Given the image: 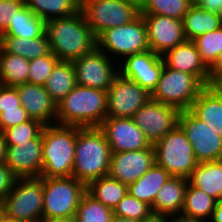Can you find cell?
<instances>
[{
  "label": "cell",
  "instance_id": "6da1fadb",
  "mask_svg": "<svg viewBox=\"0 0 222 222\" xmlns=\"http://www.w3.org/2000/svg\"><path fill=\"white\" fill-rule=\"evenodd\" d=\"M51 52L60 61H73L97 47V37L82 11L46 22Z\"/></svg>",
  "mask_w": 222,
  "mask_h": 222
},
{
  "label": "cell",
  "instance_id": "7a4b0ae2",
  "mask_svg": "<svg viewBox=\"0 0 222 222\" xmlns=\"http://www.w3.org/2000/svg\"><path fill=\"white\" fill-rule=\"evenodd\" d=\"M107 117V91L76 85L56 106V124L100 127Z\"/></svg>",
  "mask_w": 222,
  "mask_h": 222
},
{
  "label": "cell",
  "instance_id": "3957f363",
  "mask_svg": "<svg viewBox=\"0 0 222 222\" xmlns=\"http://www.w3.org/2000/svg\"><path fill=\"white\" fill-rule=\"evenodd\" d=\"M111 150L106 135L99 127L80 128L75 143L72 176L86 186L108 175Z\"/></svg>",
  "mask_w": 222,
  "mask_h": 222
},
{
  "label": "cell",
  "instance_id": "277c9868",
  "mask_svg": "<svg viewBox=\"0 0 222 222\" xmlns=\"http://www.w3.org/2000/svg\"><path fill=\"white\" fill-rule=\"evenodd\" d=\"M81 127L49 124L42 130L43 178L71 177L75 159L77 131Z\"/></svg>",
  "mask_w": 222,
  "mask_h": 222
},
{
  "label": "cell",
  "instance_id": "5b68a950",
  "mask_svg": "<svg viewBox=\"0 0 222 222\" xmlns=\"http://www.w3.org/2000/svg\"><path fill=\"white\" fill-rule=\"evenodd\" d=\"M4 215L18 222L43 218V177L17 178L0 202Z\"/></svg>",
  "mask_w": 222,
  "mask_h": 222
},
{
  "label": "cell",
  "instance_id": "8992f818",
  "mask_svg": "<svg viewBox=\"0 0 222 222\" xmlns=\"http://www.w3.org/2000/svg\"><path fill=\"white\" fill-rule=\"evenodd\" d=\"M153 147L155 164L173 177L188 179L198 164L193 147L179 125L155 142Z\"/></svg>",
  "mask_w": 222,
  "mask_h": 222
},
{
  "label": "cell",
  "instance_id": "52a82bcc",
  "mask_svg": "<svg viewBox=\"0 0 222 222\" xmlns=\"http://www.w3.org/2000/svg\"><path fill=\"white\" fill-rule=\"evenodd\" d=\"M86 185L71 177L43 178V218H73Z\"/></svg>",
  "mask_w": 222,
  "mask_h": 222
},
{
  "label": "cell",
  "instance_id": "ba28073f",
  "mask_svg": "<svg viewBox=\"0 0 222 222\" xmlns=\"http://www.w3.org/2000/svg\"><path fill=\"white\" fill-rule=\"evenodd\" d=\"M97 47L118 64L128 56L149 50L143 16L140 14L129 24L102 32L97 37Z\"/></svg>",
  "mask_w": 222,
  "mask_h": 222
},
{
  "label": "cell",
  "instance_id": "9c48e42d",
  "mask_svg": "<svg viewBox=\"0 0 222 222\" xmlns=\"http://www.w3.org/2000/svg\"><path fill=\"white\" fill-rule=\"evenodd\" d=\"M205 87L197 76L164 65L157 86L151 93V99L177 107L180 111L189 110Z\"/></svg>",
  "mask_w": 222,
  "mask_h": 222
},
{
  "label": "cell",
  "instance_id": "30bf717a",
  "mask_svg": "<svg viewBox=\"0 0 222 222\" xmlns=\"http://www.w3.org/2000/svg\"><path fill=\"white\" fill-rule=\"evenodd\" d=\"M81 11L96 37L107 29L131 23L140 15L138 9L123 0H81Z\"/></svg>",
  "mask_w": 222,
  "mask_h": 222
},
{
  "label": "cell",
  "instance_id": "8fae6325",
  "mask_svg": "<svg viewBox=\"0 0 222 222\" xmlns=\"http://www.w3.org/2000/svg\"><path fill=\"white\" fill-rule=\"evenodd\" d=\"M72 63L76 83L85 87L107 91L119 74V64L98 47Z\"/></svg>",
  "mask_w": 222,
  "mask_h": 222
},
{
  "label": "cell",
  "instance_id": "7c38bea8",
  "mask_svg": "<svg viewBox=\"0 0 222 222\" xmlns=\"http://www.w3.org/2000/svg\"><path fill=\"white\" fill-rule=\"evenodd\" d=\"M178 125L192 145L198 163L222 159V137L190 110L180 111Z\"/></svg>",
  "mask_w": 222,
  "mask_h": 222
},
{
  "label": "cell",
  "instance_id": "4fadbf2b",
  "mask_svg": "<svg viewBox=\"0 0 222 222\" xmlns=\"http://www.w3.org/2000/svg\"><path fill=\"white\" fill-rule=\"evenodd\" d=\"M150 99L146 89L119 73L107 90V117L133 118Z\"/></svg>",
  "mask_w": 222,
  "mask_h": 222
},
{
  "label": "cell",
  "instance_id": "5bb4252c",
  "mask_svg": "<svg viewBox=\"0 0 222 222\" xmlns=\"http://www.w3.org/2000/svg\"><path fill=\"white\" fill-rule=\"evenodd\" d=\"M177 107L150 99L133 116L135 124L153 145L178 125Z\"/></svg>",
  "mask_w": 222,
  "mask_h": 222
},
{
  "label": "cell",
  "instance_id": "9a60e30c",
  "mask_svg": "<svg viewBox=\"0 0 222 222\" xmlns=\"http://www.w3.org/2000/svg\"><path fill=\"white\" fill-rule=\"evenodd\" d=\"M99 128L106 135L111 153L144 150L152 146L133 118L106 117Z\"/></svg>",
  "mask_w": 222,
  "mask_h": 222
},
{
  "label": "cell",
  "instance_id": "2e32d148",
  "mask_svg": "<svg viewBox=\"0 0 222 222\" xmlns=\"http://www.w3.org/2000/svg\"><path fill=\"white\" fill-rule=\"evenodd\" d=\"M120 63L119 73L139 84L150 94L156 88L165 65L162 56L150 49L128 56Z\"/></svg>",
  "mask_w": 222,
  "mask_h": 222
},
{
  "label": "cell",
  "instance_id": "e0dca14e",
  "mask_svg": "<svg viewBox=\"0 0 222 222\" xmlns=\"http://www.w3.org/2000/svg\"><path fill=\"white\" fill-rule=\"evenodd\" d=\"M145 21L150 50L163 55L186 41L182 20L159 14H141Z\"/></svg>",
  "mask_w": 222,
  "mask_h": 222
},
{
  "label": "cell",
  "instance_id": "ac0fdd59",
  "mask_svg": "<svg viewBox=\"0 0 222 222\" xmlns=\"http://www.w3.org/2000/svg\"><path fill=\"white\" fill-rule=\"evenodd\" d=\"M154 165L153 145L144 150L111 153L108 175L128 186Z\"/></svg>",
  "mask_w": 222,
  "mask_h": 222
},
{
  "label": "cell",
  "instance_id": "d6986e66",
  "mask_svg": "<svg viewBox=\"0 0 222 222\" xmlns=\"http://www.w3.org/2000/svg\"><path fill=\"white\" fill-rule=\"evenodd\" d=\"M42 142L41 133L22 146H7L4 163L17 178L41 176Z\"/></svg>",
  "mask_w": 222,
  "mask_h": 222
},
{
  "label": "cell",
  "instance_id": "ffe728a7",
  "mask_svg": "<svg viewBox=\"0 0 222 222\" xmlns=\"http://www.w3.org/2000/svg\"><path fill=\"white\" fill-rule=\"evenodd\" d=\"M21 105L30 119L49 125L56 123V103L44 86L25 83L16 86Z\"/></svg>",
  "mask_w": 222,
  "mask_h": 222
},
{
  "label": "cell",
  "instance_id": "44dd1931",
  "mask_svg": "<svg viewBox=\"0 0 222 222\" xmlns=\"http://www.w3.org/2000/svg\"><path fill=\"white\" fill-rule=\"evenodd\" d=\"M162 59L166 67L197 76L206 86L209 85V68L202 61L193 41L186 40L167 50Z\"/></svg>",
  "mask_w": 222,
  "mask_h": 222
},
{
  "label": "cell",
  "instance_id": "7402d4cb",
  "mask_svg": "<svg viewBox=\"0 0 222 222\" xmlns=\"http://www.w3.org/2000/svg\"><path fill=\"white\" fill-rule=\"evenodd\" d=\"M189 110L222 137V86H206Z\"/></svg>",
  "mask_w": 222,
  "mask_h": 222
},
{
  "label": "cell",
  "instance_id": "603a6c76",
  "mask_svg": "<svg viewBox=\"0 0 222 222\" xmlns=\"http://www.w3.org/2000/svg\"><path fill=\"white\" fill-rule=\"evenodd\" d=\"M188 179L171 176L161 187L151 206L153 213L166 215L181 214Z\"/></svg>",
  "mask_w": 222,
  "mask_h": 222
},
{
  "label": "cell",
  "instance_id": "cb8c5ba5",
  "mask_svg": "<svg viewBox=\"0 0 222 222\" xmlns=\"http://www.w3.org/2000/svg\"><path fill=\"white\" fill-rule=\"evenodd\" d=\"M192 186L202 189L218 202L222 200V159L198 163L188 178Z\"/></svg>",
  "mask_w": 222,
  "mask_h": 222
},
{
  "label": "cell",
  "instance_id": "d4e9b609",
  "mask_svg": "<svg viewBox=\"0 0 222 222\" xmlns=\"http://www.w3.org/2000/svg\"><path fill=\"white\" fill-rule=\"evenodd\" d=\"M171 175L158 165L152 166L137 181L127 186V192L139 201L152 206L161 187Z\"/></svg>",
  "mask_w": 222,
  "mask_h": 222
},
{
  "label": "cell",
  "instance_id": "484cf974",
  "mask_svg": "<svg viewBox=\"0 0 222 222\" xmlns=\"http://www.w3.org/2000/svg\"><path fill=\"white\" fill-rule=\"evenodd\" d=\"M182 26L186 40L193 41L206 32L219 29L222 26V16L193 4L183 16Z\"/></svg>",
  "mask_w": 222,
  "mask_h": 222
},
{
  "label": "cell",
  "instance_id": "4316f807",
  "mask_svg": "<svg viewBox=\"0 0 222 222\" xmlns=\"http://www.w3.org/2000/svg\"><path fill=\"white\" fill-rule=\"evenodd\" d=\"M0 46L6 52L22 56L27 60L51 53L50 43L46 32L38 38L0 36Z\"/></svg>",
  "mask_w": 222,
  "mask_h": 222
},
{
  "label": "cell",
  "instance_id": "83f0119b",
  "mask_svg": "<svg viewBox=\"0 0 222 222\" xmlns=\"http://www.w3.org/2000/svg\"><path fill=\"white\" fill-rule=\"evenodd\" d=\"M217 202L215 198L209 196L202 189L192 186L188 182L181 215L202 222H209Z\"/></svg>",
  "mask_w": 222,
  "mask_h": 222
},
{
  "label": "cell",
  "instance_id": "f1b7e54d",
  "mask_svg": "<svg viewBox=\"0 0 222 222\" xmlns=\"http://www.w3.org/2000/svg\"><path fill=\"white\" fill-rule=\"evenodd\" d=\"M76 85L72 61H59L48 77L44 87L57 105Z\"/></svg>",
  "mask_w": 222,
  "mask_h": 222
},
{
  "label": "cell",
  "instance_id": "f546056e",
  "mask_svg": "<svg viewBox=\"0 0 222 222\" xmlns=\"http://www.w3.org/2000/svg\"><path fill=\"white\" fill-rule=\"evenodd\" d=\"M46 32V22L35 15L26 5L18 12L8 28L0 36L38 38Z\"/></svg>",
  "mask_w": 222,
  "mask_h": 222
},
{
  "label": "cell",
  "instance_id": "4dcf8cb0",
  "mask_svg": "<svg viewBox=\"0 0 222 222\" xmlns=\"http://www.w3.org/2000/svg\"><path fill=\"white\" fill-rule=\"evenodd\" d=\"M29 60L6 52L0 46V84L16 87L28 82Z\"/></svg>",
  "mask_w": 222,
  "mask_h": 222
},
{
  "label": "cell",
  "instance_id": "1f68e13d",
  "mask_svg": "<svg viewBox=\"0 0 222 222\" xmlns=\"http://www.w3.org/2000/svg\"><path fill=\"white\" fill-rule=\"evenodd\" d=\"M25 5L45 22L69 17L81 11V0H24Z\"/></svg>",
  "mask_w": 222,
  "mask_h": 222
},
{
  "label": "cell",
  "instance_id": "d6a6232c",
  "mask_svg": "<svg viewBox=\"0 0 222 222\" xmlns=\"http://www.w3.org/2000/svg\"><path fill=\"white\" fill-rule=\"evenodd\" d=\"M86 192L113 210L126 195L127 185L106 175L89 183L86 186Z\"/></svg>",
  "mask_w": 222,
  "mask_h": 222
},
{
  "label": "cell",
  "instance_id": "836d02e7",
  "mask_svg": "<svg viewBox=\"0 0 222 222\" xmlns=\"http://www.w3.org/2000/svg\"><path fill=\"white\" fill-rule=\"evenodd\" d=\"M113 210L94 199L87 192L76 210V222H111Z\"/></svg>",
  "mask_w": 222,
  "mask_h": 222
},
{
  "label": "cell",
  "instance_id": "e575fe53",
  "mask_svg": "<svg viewBox=\"0 0 222 222\" xmlns=\"http://www.w3.org/2000/svg\"><path fill=\"white\" fill-rule=\"evenodd\" d=\"M193 4L191 0H146L140 14H159L182 20Z\"/></svg>",
  "mask_w": 222,
  "mask_h": 222
},
{
  "label": "cell",
  "instance_id": "d590c367",
  "mask_svg": "<svg viewBox=\"0 0 222 222\" xmlns=\"http://www.w3.org/2000/svg\"><path fill=\"white\" fill-rule=\"evenodd\" d=\"M40 121L29 119L11 128L2 131L6 146H22L24 143L37 138L44 128Z\"/></svg>",
  "mask_w": 222,
  "mask_h": 222
},
{
  "label": "cell",
  "instance_id": "8d00e7d4",
  "mask_svg": "<svg viewBox=\"0 0 222 222\" xmlns=\"http://www.w3.org/2000/svg\"><path fill=\"white\" fill-rule=\"evenodd\" d=\"M202 61L210 68L219 54L222 53V26L214 31L206 32L193 40Z\"/></svg>",
  "mask_w": 222,
  "mask_h": 222
},
{
  "label": "cell",
  "instance_id": "74e56055",
  "mask_svg": "<svg viewBox=\"0 0 222 222\" xmlns=\"http://www.w3.org/2000/svg\"><path fill=\"white\" fill-rule=\"evenodd\" d=\"M59 61L52 52L48 55L29 60L28 83L45 86L48 77Z\"/></svg>",
  "mask_w": 222,
  "mask_h": 222
},
{
  "label": "cell",
  "instance_id": "f35d334b",
  "mask_svg": "<svg viewBox=\"0 0 222 222\" xmlns=\"http://www.w3.org/2000/svg\"><path fill=\"white\" fill-rule=\"evenodd\" d=\"M152 213L151 206L145 202L139 201L128 192L123 199L113 209V216L141 221Z\"/></svg>",
  "mask_w": 222,
  "mask_h": 222
},
{
  "label": "cell",
  "instance_id": "ab89813d",
  "mask_svg": "<svg viewBox=\"0 0 222 222\" xmlns=\"http://www.w3.org/2000/svg\"><path fill=\"white\" fill-rule=\"evenodd\" d=\"M25 5L24 0H0V35L8 28L10 21Z\"/></svg>",
  "mask_w": 222,
  "mask_h": 222
},
{
  "label": "cell",
  "instance_id": "60d3db41",
  "mask_svg": "<svg viewBox=\"0 0 222 222\" xmlns=\"http://www.w3.org/2000/svg\"><path fill=\"white\" fill-rule=\"evenodd\" d=\"M11 110H24L17 88L0 84V113Z\"/></svg>",
  "mask_w": 222,
  "mask_h": 222
},
{
  "label": "cell",
  "instance_id": "b9f144b4",
  "mask_svg": "<svg viewBox=\"0 0 222 222\" xmlns=\"http://www.w3.org/2000/svg\"><path fill=\"white\" fill-rule=\"evenodd\" d=\"M30 118L25 110H11L0 113V132L28 121Z\"/></svg>",
  "mask_w": 222,
  "mask_h": 222
},
{
  "label": "cell",
  "instance_id": "7bdbcfd3",
  "mask_svg": "<svg viewBox=\"0 0 222 222\" xmlns=\"http://www.w3.org/2000/svg\"><path fill=\"white\" fill-rule=\"evenodd\" d=\"M16 179L6 164L0 162V202L9 194Z\"/></svg>",
  "mask_w": 222,
  "mask_h": 222
},
{
  "label": "cell",
  "instance_id": "ee69618b",
  "mask_svg": "<svg viewBox=\"0 0 222 222\" xmlns=\"http://www.w3.org/2000/svg\"><path fill=\"white\" fill-rule=\"evenodd\" d=\"M209 85L222 86V53L218 55L215 63L209 68Z\"/></svg>",
  "mask_w": 222,
  "mask_h": 222
},
{
  "label": "cell",
  "instance_id": "f6af8a7d",
  "mask_svg": "<svg viewBox=\"0 0 222 222\" xmlns=\"http://www.w3.org/2000/svg\"><path fill=\"white\" fill-rule=\"evenodd\" d=\"M194 4L203 10L222 16V0H196Z\"/></svg>",
  "mask_w": 222,
  "mask_h": 222
},
{
  "label": "cell",
  "instance_id": "bcb514c9",
  "mask_svg": "<svg viewBox=\"0 0 222 222\" xmlns=\"http://www.w3.org/2000/svg\"><path fill=\"white\" fill-rule=\"evenodd\" d=\"M139 222H167V215L152 212L148 217Z\"/></svg>",
  "mask_w": 222,
  "mask_h": 222
},
{
  "label": "cell",
  "instance_id": "7dc6e473",
  "mask_svg": "<svg viewBox=\"0 0 222 222\" xmlns=\"http://www.w3.org/2000/svg\"><path fill=\"white\" fill-rule=\"evenodd\" d=\"M167 222H202V221L198 219L188 218L181 214H177V215H167Z\"/></svg>",
  "mask_w": 222,
  "mask_h": 222
},
{
  "label": "cell",
  "instance_id": "c3c4849f",
  "mask_svg": "<svg viewBox=\"0 0 222 222\" xmlns=\"http://www.w3.org/2000/svg\"><path fill=\"white\" fill-rule=\"evenodd\" d=\"M209 222H222V200L217 202L213 216Z\"/></svg>",
  "mask_w": 222,
  "mask_h": 222
},
{
  "label": "cell",
  "instance_id": "681fc988",
  "mask_svg": "<svg viewBox=\"0 0 222 222\" xmlns=\"http://www.w3.org/2000/svg\"><path fill=\"white\" fill-rule=\"evenodd\" d=\"M6 148L7 146H6L4 136L2 132H0V162L5 161Z\"/></svg>",
  "mask_w": 222,
  "mask_h": 222
},
{
  "label": "cell",
  "instance_id": "f907efd6",
  "mask_svg": "<svg viewBox=\"0 0 222 222\" xmlns=\"http://www.w3.org/2000/svg\"><path fill=\"white\" fill-rule=\"evenodd\" d=\"M41 222H76L75 217L73 218H42Z\"/></svg>",
  "mask_w": 222,
  "mask_h": 222
},
{
  "label": "cell",
  "instance_id": "816d5d0a",
  "mask_svg": "<svg viewBox=\"0 0 222 222\" xmlns=\"http://www.w3.org/2000/svg\"><path fill=\"white\" fill-rule=\"evenodd\" d=\"M124 2L133 5L139 11L142 10L143 6L145 5L146 0H123Z\"/></svg>",
  "mask_w": 222,
  "mask_h": 222
},
{
  "label": "cell",
  "instance_id": "f5cc1de1",
  "mask_svg": "<svg viewBox=\"0 0 222 222\" xmlns=\"http://www.w3.org/2000/svg\"><path fill=\"white\" fill-rule=\"evenodd\" d=\"M111 222H139V221L130 219V218L120 217V216H113Z\"/></svg>",
  "mask_w": 222,
  "mask_h": 222
},
{
  "label": "cell",
  "instance_id": "db71d44e",
  "mask_svg": "<svg viewBox=\"0 0 222 222\" xmlns=\"http://www.w3.org/2000/svg\"><path fill=\"white\" fill-rule=\"evenodd\" d=\"M1 222H18L17 220H14L12 218H8L4 215L3 209L1 207Z\"/></svg>",
  "mask_w": 222,
  "mask_h": 222
},
{
  "label": "cell",
  "instance_id": "11a10c76",
  "mask_svg": "<svg viewBox=\"0 0 222 222\" xmlns=\"http://www.w3.org/2000/svg\"><path fill=\"white\" fill-rule=\"evenodd\" d=\"M30 222H41V220H35V221H30Z\"/></svg>",
  "mask_w": 222,
  "mask_h": 222
},
{
  "label": "cell",
  "instance_id": "9f6ffc18",
  "mask_svg": "<svg viewBox=\"0 0 222 222\" xmlns=\"http://www.w3.org/2000/svg\"><path fill=\"white\" fill-rule=\"evenodd\" d=\"M0 222H1V206H0Z\"/></svg>",
  "mask_w": 222,
  "mask_h": 222
}]
</instances>
